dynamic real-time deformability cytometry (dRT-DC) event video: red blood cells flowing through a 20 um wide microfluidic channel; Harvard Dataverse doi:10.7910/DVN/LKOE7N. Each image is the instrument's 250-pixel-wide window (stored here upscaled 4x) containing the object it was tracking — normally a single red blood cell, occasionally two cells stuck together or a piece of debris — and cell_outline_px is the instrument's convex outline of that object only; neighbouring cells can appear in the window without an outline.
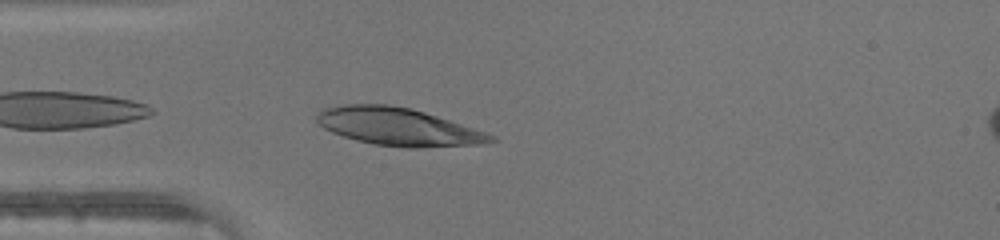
{"species": "human", "species_latin": "Homo sapiens", "temperature_condition": "warm", "stored_images_in_passage": 32, "camera_frame_rate_fps": 3000, "um_per_image_px": 0.085, "donor": {"sex": "male"}, "frame": {"image": 1, "passage_image": 1, "time_ms": 0.0, "image_size_px": [1000, 240], "cell_outline_px": [[496, 140], [484, 144], [420, 148], [404, 148], [376, 144], [356, 140], [332, 132], [324, 128], [316, 120], [316, 112], [324, 108], [344, 104], [388, 104], [412, 108], [496, 136]], "centroid_in_image_um": [33.82, 10.77], "position_along_channel_um": 51.2, "area_um2": 38.09}}
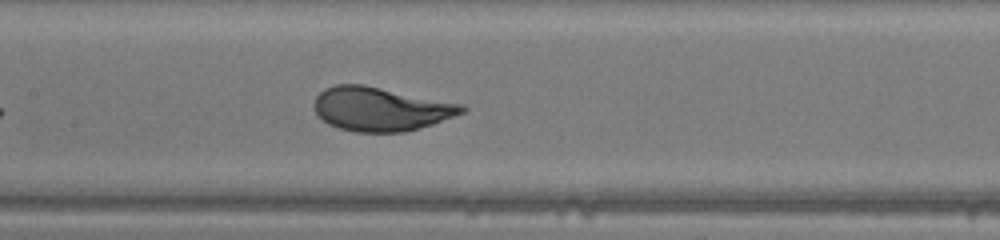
{"frame": {"image": 2, "passage_image": 10, "time_ms": 3.0, "image_size_px": [1000, 240], "cell_outline_px": [[468, 108], [464, 112], [432, 124], [404, 132], [356, 132], [340, 128], [328, 124], [316, 112], [312, 104], [316, 96], [324, 88], [336, 84], [364, 84], [464, 104]], "centroid_in_image_um": [32.35, 9.25], "position_along_channel_um": 175.1, "area_um2": 37.8}}
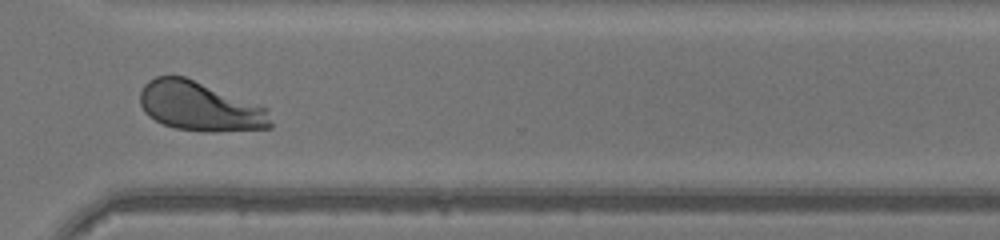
{"frame": {"image": 3, "passage_image": 22, "time_ms": 7.0, "image_size_px": [1000, 240], "cell_outline_px": [[272, 128], [216, 132], [204, 132], [176, 128], [164, 124], [148, 116], [144, 112], [140, 104], [140, 92], [144, 84], [148, 80], [156, 76], [184, 76], [268, 108], [272, 124]], "centroid_in_image_um": [16.99, 9.06], "position_along_channel_um": 353.6, "area_um2": 37.57}}